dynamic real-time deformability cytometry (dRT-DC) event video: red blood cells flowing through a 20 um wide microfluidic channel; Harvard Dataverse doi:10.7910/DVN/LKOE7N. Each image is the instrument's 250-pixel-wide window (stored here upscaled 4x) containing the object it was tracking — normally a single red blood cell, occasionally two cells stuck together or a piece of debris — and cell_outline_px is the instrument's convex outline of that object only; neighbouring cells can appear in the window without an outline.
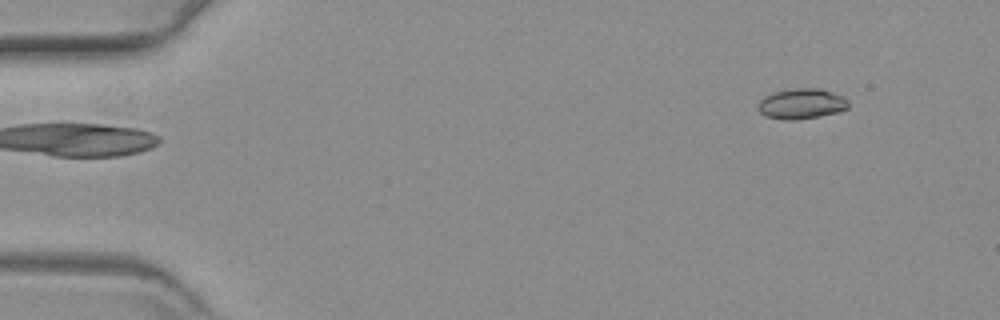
{"species": "common noctule bat (a hibernating species)", "species_latin": "Nyctalus noctula", "temperature_condition": "warm", "stored_images_in_passage": 55, "camera_frame_rate_fps": 3000, "um_per_image_px": 0.085, "animal": {"sex": "female", "body_mass_g": 19.3, "forearm_length_mm": 54.1}, "frame": {"image": 1, "passage_image": 1, "time_ms": 0.0, "image_size_px": [1000, 320], "cell_outline_px": [[848, 108], [836, 112], [820, 116], [792, 120], [784, 120], [764, 116], [756, 108], [756, 104], [764, 96], [772, 92], [796, 88], [820, 88], [844, 96], [848, 100]], "centroid_in_image_um": [68.09, 8.81], "position_along_channel_um": 16.9, "area_um2": 16.18}}
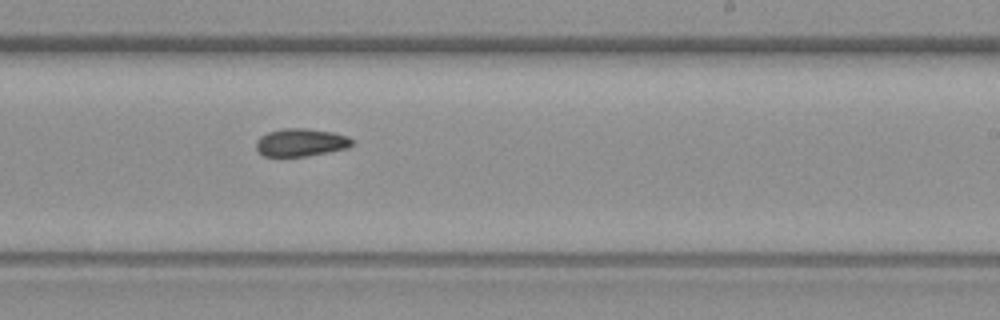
{"frame": {"image": 2, "passage_image": 32, "time_ms": 10.333, "image_size_px": [1000, 320], "cell_outline_px": [[352, 144], [348, 148], [308, 156], [280, 160], [264, 156], [256, 148], [256, 140], [260, 136], [268, 132], [284, 128], [308, 128], [332, 132], [348, 136], [352, 140]], "centroid_in_image_um": [25.51, 12.15], "position_along_channel_um": 263.5, "area_um2": 16.18}}
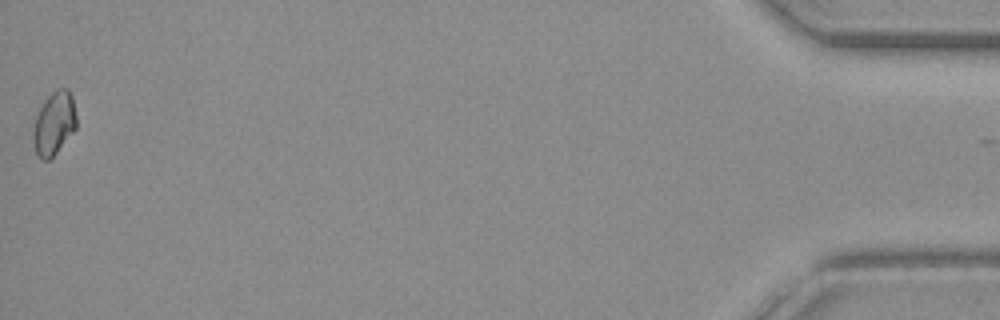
{"frame": {"image": 3, "passage_image": 55, "time_ms": 18.0, "image_size_px": [1000, 320], "cell_outline_px": [[76, 128], [56, 152], [48, 160], [40, 160], [36, 152], [32, 140], [32, 132], [36, 116], [44, 100], [56, 88], [68, 88], [72, 96], [76, 116]], "centroid_in_image_um": [4.58, 10.47], "position_along_channel_um": 430.6, "area_um2": 15.9}}